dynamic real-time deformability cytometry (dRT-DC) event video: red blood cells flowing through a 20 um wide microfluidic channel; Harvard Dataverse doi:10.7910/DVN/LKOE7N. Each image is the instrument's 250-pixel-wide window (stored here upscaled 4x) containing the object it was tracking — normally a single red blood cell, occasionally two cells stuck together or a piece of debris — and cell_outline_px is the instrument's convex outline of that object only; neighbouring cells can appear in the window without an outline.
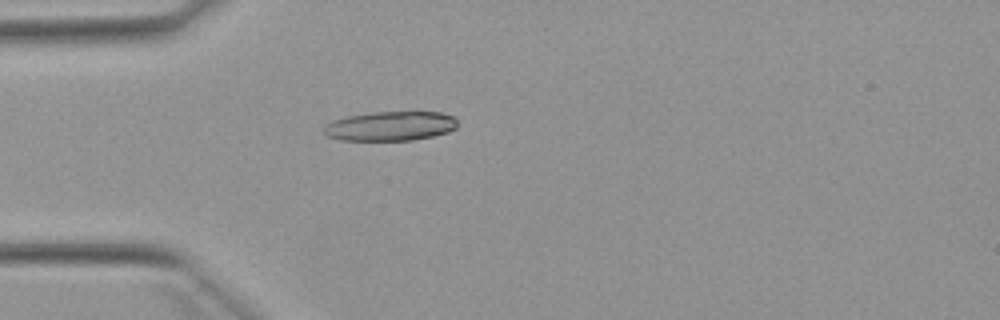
{"species": "Egyptian fruit bat (a non-hibernating species)", "species_latin": "Rousettus aegyptiacus", "temperature_condition": "warm", "stored_images_in_passage": 33, "camera_frame_rate_fps": 3000, "um_per_image_px": 0.085, "animal": {"sex": "female"}, "frame": {"image": 1, "passage_image": 1, "time_ms": 0.0, "image_size_px": [1000, 320], "cell_outline_px": [[456, 128], [448, 132], [432, 136], [412, 140], [340, 140], [328, 136], [324, 132], [324, 128], [332, 120], [348, 116], [372, 112], [440, 112], [452, 116], [456, 120]], "centroid_in_image_um": [33.18, 10.71], "position_along_channel_um": 51.8, "area_um2": 22.72}}
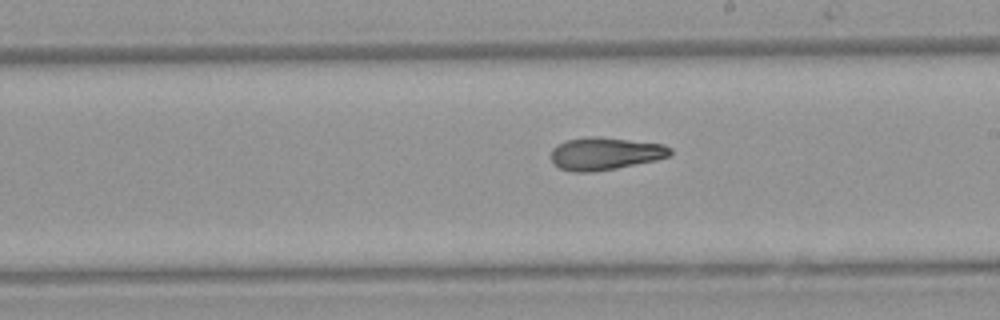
{"frame": {"image": 2, "passage_image": 16, "time_ms": 5.0, "image_size_px": [1000, 320], "cell_outline_px": [[672, 152], [668, 156], [656, 160], [616, 168], [592, 172], [572, 172], [560, 168], [552, 164], [552, 148], [556, 144], [568, 140], [588, 136], [596, 136], [664, 144], [672, 148]], "centroid_in_image_um": [51.41, 13.05], "position_along_channel_um": 237.6, "area_um2": 22.66}}
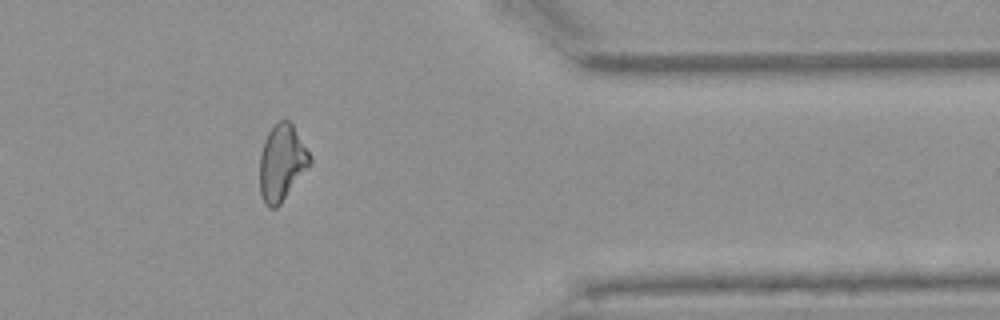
{"frame": {"image": 3, "passage_image": 29, "time_ms": 9.333, "image_size_px": [1000, 320], "cell_outline_px": [[312, 164], [280, 204], [276, 208], [268, 208], [264, 204], [260, 192], [260, 156], [264, 140], [272, 124], [280, 120], [288, 120], [292, 124], [312, 156]], "centroid_in_image_um": [23.96, 13.83], "position_along_channel_um": 387.4, "area_um2": 22.54}, "authors_computed_cell_mechanics": {"area_um2": 22.6576, "velocity_mm_per_s": 3.9, "shape_relaxation_time_tau1_ms": 11.0676, "shape_relaxation_time_tau2_ms": 4.5872, "deformation_change_tau1": 0.275, "deformation_change_tau2": 0.1358}}